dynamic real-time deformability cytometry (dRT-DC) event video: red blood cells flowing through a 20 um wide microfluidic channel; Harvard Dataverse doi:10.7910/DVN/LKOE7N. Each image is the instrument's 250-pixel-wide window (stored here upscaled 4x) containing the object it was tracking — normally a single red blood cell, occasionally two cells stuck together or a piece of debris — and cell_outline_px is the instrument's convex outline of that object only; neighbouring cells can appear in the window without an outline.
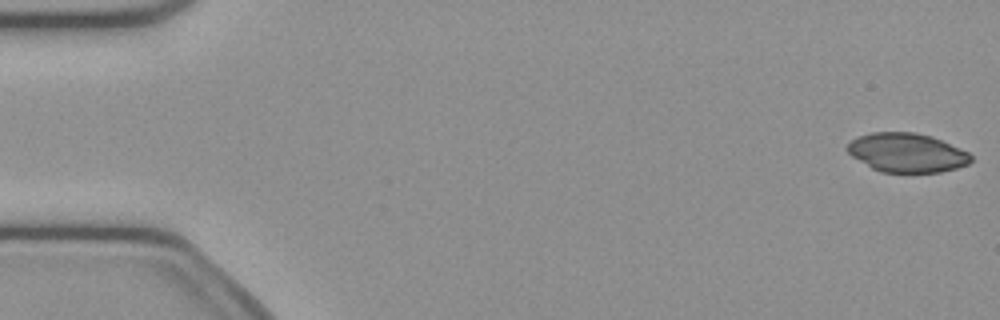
{"species": "common noctule bat (a hibernating species)", "species_latin": "Nyctalus noctula", "temperature_condition": "cold", "stored_images_in_passage": 10, "camera_frame_rate_fps": 3000, "um_per_image_px": 0.085, "animal": {"sex": "female", "body_mass_g": 21.9}, "frame": {"image": 1, "passage_image": 1, "time_ms": 0.0, "image_size_px": [1000, 320], "cell_outline_px": [[972, 160], [968, 164], [956, 168], [940, 172], [884, 172], [872, 168], [852, 156], [848, 152], [848, 144], [852, 140], [860, 136], [872, 132], [916, 132], [932, 136], [968, 152], [972, 156]], "centroid_in_image_um": [77.11, 12.97], "position_along_channel_um": 7.9, "area_um2": 27.86}}